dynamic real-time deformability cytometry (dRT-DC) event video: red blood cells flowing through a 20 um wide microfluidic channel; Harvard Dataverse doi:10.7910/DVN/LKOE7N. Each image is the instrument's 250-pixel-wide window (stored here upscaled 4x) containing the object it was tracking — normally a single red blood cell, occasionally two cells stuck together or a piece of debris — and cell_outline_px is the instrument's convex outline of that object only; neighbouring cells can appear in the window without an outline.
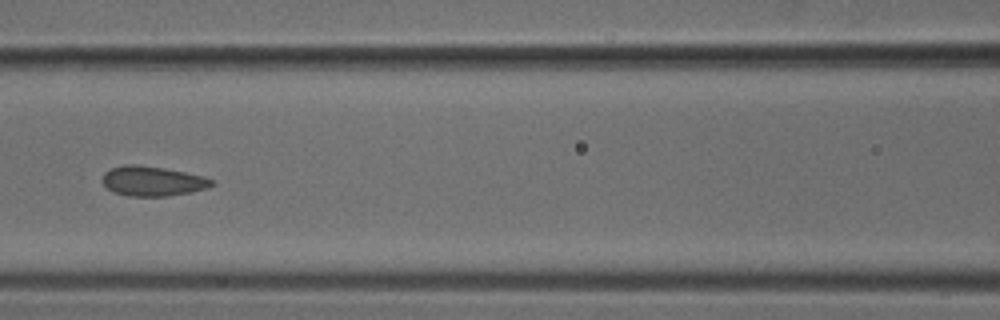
{"species": "common noctule bat (a hibernating species)", "species_latin": "Nyctalus noctula", "temperature_condition": "cold", "stored_images_in_passage": 6, "camera_frame_rate_fps": 3000, "um_per_image_px": 0.085, "animal": {"sex": "male", "body_mass_g": 18.8}, "frame": {"image": 1, "passage_image": 6, "time_ms": 1.667, "image_size_px": [1000, 320], "cell_outline_px": [[216, 184], [208, 188], [192, 192], [168, 196], [128, 196], [112, 192], [100, 180], [104, 172], [112, 168], [124, 164], [136, 164], [164, 168], [204, 176], [212, 180]], "centroid_in_image_um": [12.96, 15.39], "position_along_channel_um": 153.6, "area_um2": 19.19}}